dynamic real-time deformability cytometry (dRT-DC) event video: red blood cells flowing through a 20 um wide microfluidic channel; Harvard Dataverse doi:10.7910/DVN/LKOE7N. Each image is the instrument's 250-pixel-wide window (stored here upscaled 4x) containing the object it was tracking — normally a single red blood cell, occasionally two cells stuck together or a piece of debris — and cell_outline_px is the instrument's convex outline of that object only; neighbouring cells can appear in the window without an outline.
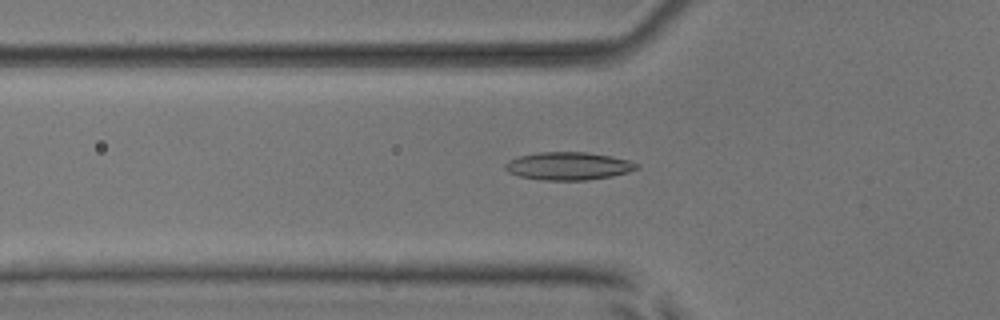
{"species": "common noctule bat (a hibernating species)", "species_latin": "Nyctalus noctula", "temperature_condition": "room temperature", "stored_images_in_passage": 41, "camera_frame_rate_fps": 3000, "um_per_image_px": 0.085, "animal": {"sex": "male", "body_mass_g": 17.9, "forearm_length_mm": 54.2}, "frame": {"image": 1, "passage_image": 14, "time_ms": 4.333, "image_size_px": [1000, 320], "cell_outline_px": [[640, 168], [628, 172], [612, 176], [588, 180], [544, 180], [520, 176], [508, 172], [504, 168], [504, 164], [508, 160], [516, 156], [540, 152], [588, 152], [628, 160], [640, 164]], "centroid_in_image_um": [48.3, 14.11], "position_along_channel_um": 77.5, "area_um2": 21.44}}
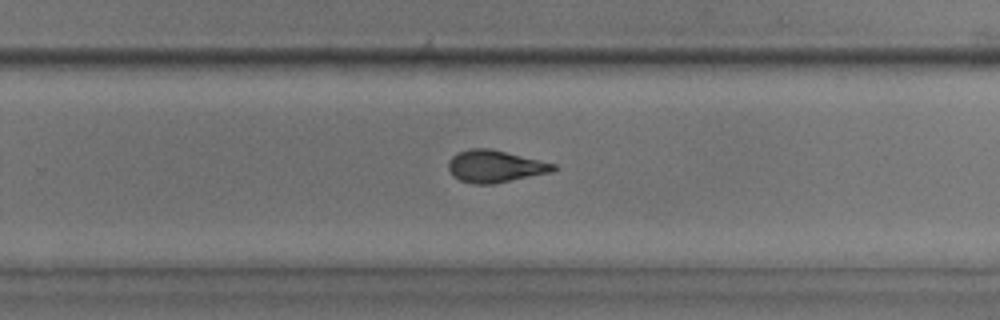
{"frame": {"image": 2, "passage_image": 30, "time_ms": 9.667, "image_size_px": [1000, 320], "cell_outline_px": [[556, 168], [552, 172], [492, 184], [472, 184], [460, 180], [452, 176], [448, 168], [448, 160], [456, 152], [468, 148], [488, 148], [556, 164]], "centroid_in_image_um": [42.02, 14.14], "position_along_channel_um": 287.8, "area_um2": 19.65}}
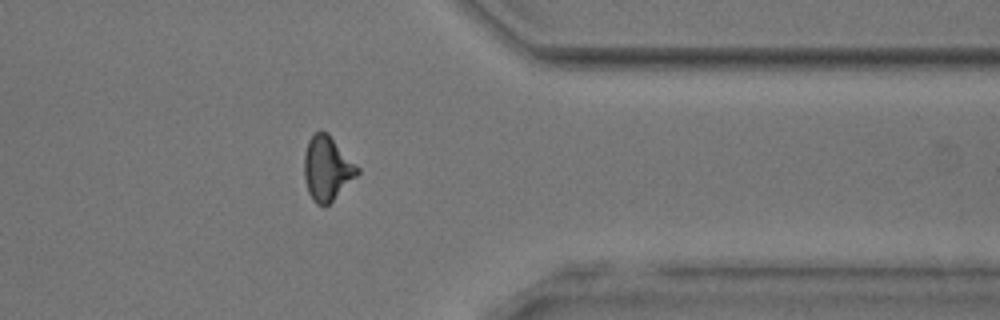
{"frame": {"image": 3, "passage_image": 38, "time_ms": 12.333, "image_size_px": [1000, 320], "cell_outline_px": [[360, 172], [324, 208], [316, 204], [312, 200], [308, 192], [304, 176], [304, 152], [308, 140], [316, 132], [328, 132], [360, 168]], "centroid_in_image_um": [27.79, 14.31], "position_along_channel_um": 383.6, "area_um2": 19.94}, "authors_computed_cell_mechanics": {"area_um2": 19.5942, "velocity_mm_per_s": 3.9456, "shape_relaxation_time_tau1_ms": 8.6151, "shape_relaxation_time_tau2_ms": 1.625, "deformation_change_tau1": 0.2266, "deformation_change_tau2": 0.0899}}